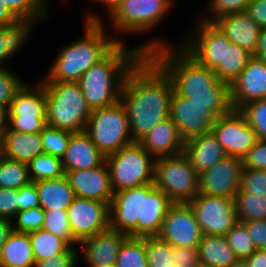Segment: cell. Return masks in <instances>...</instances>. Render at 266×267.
Masks as SVG:
<instances>
[{"instance_id":"1","label":"cell","mask_w":266,"mask_h":267,"mask_svg":"<svg viewBox=\"0 0 266 267\" xmlns=\"http://www.w3.org/2000/svg\"><path fill=\"white\" fill-rule=\"evenodd\" d=\"M166 42L155 37L136 47L165 72L177 94L206 107L216 118L229 113L233 109L230 84L200 65L181 46Z\"/></svg>"},{"instance_id":"2","label":"cell","mask_w":266,"mask_h":267,"mask_svg":"<svg viewBox=\"0 0 266 267\" xmlns=\"http://www.w3.org/2000/svg\"><path fill=\"white\" fill-rule=\"evenodd\" d=\"M173 86L165 72L144 55L127 74L120 96L133 142L169 118Z\"/></svg>"},{"instance_id":"3","label":"cell","mask_w":266,"mask_h":267,"mask_svg":"<svg viewBox=\"0 0 266 267\" xmlns=\"http://www.w3.org/2000/svg\"><path fill=\"white\" fill-rule=\"evenodd\" d=\"M84 35L60 49L46 78L41 82H78L94 64L104 58L122 39L106 35L102 17L92 12L85 16ZM109 37V38H108Z\"/></svg>"},{"instance_id":"4","label":"cell","mask_w":266,"mask_h":267,"mask_svg":"<svg viewBox=\"0 0 266 267\" xmlns=\"http://www.w3.org/2000/svg\"><path fill=\"white\" fill-rule=\"evenodd\" d=\"M196 26L180 46L200 65L213 70L220 80L231 85L253 54L231 43L214 23L200 21Z\"/></svg>"},{"instance_id":"5","label":"cell","mask_w":266,"mask_h":267,"mask_svg":"<svg viewBox=\"0 0 266 267\" xmlns=\"http://www.w3.org/2000/svg\"><path fill=\"white\" fill-rule=\"evenodd\" d=\"M124 45L119 42L80 77L78 83L91 111L113 106L120 101L127 74L145 55L137 47L128 49Z\"/></svg>"},{"instance_id":"6","label":"cell","mask_w":266,"mask_h":267,"mask_svg":"<svg viewBox=\"0 0 266 267\" xmlns=\"http://www.w3.org/2000/svg\"><path fill=\"white\" fill-rule=\"evenodd\" d=\"M45 86L47 126L72 133L85 132L91 115L78 82H42Z\"/></svg>"},{"instance_id":"7","label":"cell","mask_w":266,"mask_h":267,"mask_svg":"<svg viewBox=\"0 0 266 267\" xmlns=\"http://www.w3.org/2000/svg\"><path fill=\"white\" fill-rule=\"evenodd\" d=\"M113 192L154 183L155 159L134 142L106 156Z\"/></svg>"},{"instance_id":"8","label":"cell","mask_w":266,"mask_h":267,"mask_svg":"<svg viewBox=\"0 0 266 267\" xmlns=\"http://www.w3.org/2000/svg\"><path fill=\"white\" fill-rule=\"evenodd\" d=\"M199 173L182 152L155 159L154 185L173 203H187L199 193Z\"/></svg>"},{"instance_id":"9","label":"cell","mask_w":266,"mask_h":267,"mask_svg":"<svg viewBox=\"0 0 266 267\" xmlns=\"http://www.w3.org/2000/svg\"><path fill=\"white\" fill-rule=\"evenodd\" d=\"M85 132L105 156L134 143L127 113L120 101L113 106L93 110Z\"/></svg>"},{"instance_id":"10","label":"cell","mask_w":266,"mask_h":267,"mask_svg":"<svg viewBox=\"0 0 266 267\" xmlns=\"http://www.w3.org/2000/svg\"><path fill=\"white\" fill-rule=\"evenodd\" d=\"M35 86L27 82L15 93L7 109L8 119L5 131H19L33 134L42 132L47 126L45 86L39 80Z\"/></svg>"},{"instance_id":"11","label":"cell","mask_w":266,"mask_h":267,"mask_svg":"<svg viewBox=\"0 0 266 267\" xmlns=\"http://www.w3.org/2000/svg\"><path fill=\"white\" fill-rule=\"evenodd\" d=\"M172 0H123L109 14L115 32L141 34L158 26L169 12Z\"/></svg>"},{"instance_id":"12","label":"cell","mask_w":266,"mask_h":267,"mask_svg":"<svg viewBox=\"0 0 266 267\" xmlns=\"http://www.w3.org/2000/svg\"><path fill=\"white\" fill-rule=\"evenodd\" d=\"M154 183L115 192L109 205L110 228L131 237H143L144 196Z\"/></svg>"},{"instance_id":"13","label":"cell","mask_w":266,"mask_h":267,"mask_svg":"<svg viewBox=\"0 0 266 267\" xmlns=\"http://www.w3.org/2000/svg\"><path fill=\"white\" fill-rule=\"evenodd\" d=\"M187 203L193 210L203 235L224 236L238 222L232 198L198 193Z\"/></svg>"},{"instance_id":"14","label":"cell","mask_w":266,"mask_h":267,"mask_svg":"<svg viewBox=\"0 0 266 267\" xmlns=\"http://www.w3.org/2000/svg\"><path fill=\"white\" fill-rule=\"evenodd\" d=\"M211 133L227 156L241 159L259 140L244 114L237 109L216 118Z\"/></svg>"},{"instance_id":"15","label":"cell","mask_w":266,"mask_h":267,"mask_svg":"<svg viewBox=\"0 0 266 267\" xmlns=\"http://www.w3.org/2000/svg\"><path fill=\"white\" fill-rule=\"evenodd\" d=\"M157 237L172 247L198 248L203 238L194 212L188 203H172Z\"/></svg>"},{"instance_id":"16","label":"cell","mask_w":266,"mask_h":267,"mask_svg":"<svg viewBox=\"0 0 266 267\" xmlns=\"http://www.w3.org/2000/svg\"><path fill=\"white\" fill-rule=\"evenodd\" d=\"M67 213L72 234L79 243L110 228L108 203L75 197Z\"/></svg>"},{"instance_id":"17","label":"cell","mask_w":266,"mask_h":267,"mask_svg":"<svg viewBox=\"0 0 266 267\" xmlns=\"http://www.w3.org/2000/svg\"><path fill=\"white\" fill-rule=\"evenodd\" d=\"M169 118L177 126L181 138H189L211 133L216 117L206 107L173 90Z\"/></svg>"},{"instance_id":"18","label":"cell","mask_w":266,"mask_h":267,"mask_svg":"<svg viewBox=\"0 0 266 267\" xmlns=\"http://www.w3.org/2000/svg\"><path fill=\"white\" fill-rule=\"evenodd\" d=\"M242 171L241 158L226 156L211 169L200 174L199 193L234 199L240 190Z\"/></svg>"},{"instance_id":"19","label":"cell","mask_w":266,"mask_h":267,"mask_svg":"<svg viewBox=\"0 0 266 267\" xmlns=\"http://www.w3.org/2000/svg\"><path fill=\"white\" fill-rule=\"evenodd\" d=\"M233 109L240 110L255 100L266 99V62L252 57L230 85Z\"/></svg>"},{"instance_id":"20","label":"cell","mask_w":266,"mask_h":267,"mask_svg":"<svg viewBox=\"0 0 266 267\" xmlns=\"http://www.w3.org/2000/svg\"><path fill=\"white\" fill-rule=\"evenodd\" d=\"M65 175L76 197L110 205L114 192L106 162L93 169L67 171Z\"/></svg>"},{"instance_id":"21","label":"cell","mask_w":266,"mask_h":267,"mask_svg":"<svg viewBox=\"0 0 266 267\" xmlns=\"http://www.w3.org/2000/svg\"><path fill=\"white\" fill-rule=\"evenodd\" d=\"M128 235L111 228L82 240L81 254L87 267H99L116 264L123 241Z\"/></svg>"},{"instance_id":"22","label":"cell","mask_w":266,"mask_h":267,"mask_svg":"<svg viewBox=\"0 0 266 267\" xmlns=\"http://www.w3.org/2000/svg\"><path fill=\"white\" fill-rule=\"evenodd\" d=\"M64 173L74 170H88L103 165L106 156L91 141L86 132L73 133L64 156Z\"/></svg>"},{"instance_id":"23","label":"cell","mask_w":266,"mask_h":267,"mask_svg":"<svg viewBox=\"0 0 266 267\" xmlns=\"http://www.w3.org/2000/svg\"><path fill=\"white\" fill-rule=\"evenodd\" d=\"M154 159L181 154L185 141L174 122L167 118L138 142Z\"/></svg>"},{"instance_id":"24","label":"cell","mask_w":266,"mask_h":267,"mask_svg":"<svg viewBox=\"0 0 266 267\" xmlns=\"http://www.w3.org/2000/svg\"><path fill=\"white\" fill-rule=\"evenodd\" d=\"M228 40L254 55L261 27L246 13L228 14L214 22Z\"/></svg>"},{"instance_id":"25","label":"cell","mask_w":266,"mask_h":267,"mask_svg":"<svg viewBox=\"0 0 266 267\" xmlns=\"http://www.w3.org/2000/svg\"><path fill=\"white\" fill-rule=\"evenodd\" d=\"M183 153L199 175L211 169L227 156L212 133L198 135L186 140Z\"/></svg>"},{"instance_id":"26","label":"cell","mask_w":266,"mask_h":267,"mask_svg":"<svg viewBox=\"0 0 266 267\" xmlns=\"http://www.w3.org/2000/svg\"><path fill=\"white\" fill-rule=\"evenodd\" d=\"M0 154L28 164L32 159L44 154L41 132L28 134L19 131H4L0 138Z\"/></svg>"},{"instance_id":"27","label":"cell","mask_w":266,"mask_h":267,"mask_svg":"<svg viewBox=\"0 0 266 267\" xmlns=\"http://www.w3.org/2000/svg\"><path fill=\"white\" fill-rule=\"evenodd\" d=\"M39 197V204L46 210H67L74 200L75 193L70 187L66 175L34 182Z\"/></svg>"},{"instance_id":"28","label":"cell","mask_w":266,"mask_h":267,"mask_svg":"<svg viewBox=\"0 0 266 267\" xmlns=\"http://www.w3.org/2000/svg\"><path fill=\"white\" fill-rule=\"evenodd\" d=\"M199 264L204 267H228L236 261L225 236L203 235L198 247Z\"/></svg>"},{"instance_id":"29","label":"cell","mask_w":266,"mask_h":267,"mask_svg":"<svg viewBox=\"0 0 266 267\" xmlns=\"http://www.w3.org/2000/svg\"><path fill=\"white\" fill-rule=\"evenodd\" d=\"M0 263L10 267H33L35 260L29 234L12 231L2 248Z\"/></svg>"},{"instance_id":"30","label":"cell","mask_w":266,"mask_h":267,"mask_svg":"<svg viewBox=\"0 0 266 267\" xmlns=\"http://www.w3.org/2000/svg\"><path fill=\"white\" fill-rule=\"evenodd\" d=\"M173 202L159 188L154 187L144 196L143 237L157 236L168 208Z\"/></svg>"},{"instance_id":"31","label":"cell","mask_w":266,"mask_h":267,"mask_svg":"<svg viewBox=\"0 0 266 267\" xmlns=\"http://www.w3.org/2000/svg\"><path fill=\"white\" fill-rule=\"evenodd\" d=\"M28 234L31 240L35 262L64 254L71 247L64 239L44 229H39Z\"/></svg>"},{"instance_id":"32","label":"cell","mask_w":266,"mask_h":267,"mask_svg":"<svg viewBox=\"0 0 266 267\" xmlns=\"http://www.w3.org/2000/svg\"><path fill=\"white\" fill-rule=\"evenodd\" d=\"M31 30L25 22L16 27L0 26V68L5 67V61L20 50Z\"/></svg>"},{"instance_id":"33","label":"cell","mask_w":266,"mask_h":267,"mask_svg":"<svg viewBox=\"0 0 266 267\" xmlns=\"http://www.w3.org/2000/svg\"><path fill=\"white\" fill-rule=\"evenodd\" d=\"M30 182L28 164L0 154V188L18 190Z\"/></svg>"},{"instance_id":"34","label":"cell","mask_w":266,"mask_h":267,"mask_svg":"<svg viewBox=\"0 0 266 267\" xmlns=\"http://www.w3.org/2000/svg\"><path fill=\"white\" fill-rule=\"evenodd\" d=\"M234 203L238 221L266 220V196L237 193Z\"/></svg>"},{"instance_id":"35","label":"cell","mask_w":266,"mask_h":267,"mask_svg":"<svg viewBox=\"0 0 266 267\" xmlns=\"http://www.w3.org/2000/svg\"><path fill=\"white\" fill-rule=\"evenodd\" d=\"M3 2H6L7 7L31 28L35 21L39 22L49 15L47 0H3Z\"/></svg>"},{"instance_id":"36","label":"cell","mask_w":266,"mask_h":267,"mask_svg":"<svg viewBox=\"0 0 266 267\" xmlns=\"http://www.w3.org/2000/svg\"><path fill=\"white\" fill-rule=\"evenodd\" d=\"M116 267H148L143 237L128 236L122 243Z\"/></svg>"},{"instance_id":"37","label":"cell","mask_w":266,"mask_h":267,"mask_svg":"<svg viewBox=\"0 0 266 267\" xmlns=\"http://www.w3.org/2000/svg\"><path fill=\"white\" fill-rule=\"evenodd\" d=\"M31 182L60 178L65 175L62 160L58 157L42 154L28 163Z\"/></svg>"},{"instance_id":"38","label":"cell","mask_w":266,"mask_h":267,"mask_svg":"<svg viewBox=\"0 0 266 267\" xmlns=\"http://www.w3.org/2000/svg\"><path fill=\"white\" fill-rule=\"evenodd\" d=\"M148 267H172V246L157 236H144Z\"/></svg>"},{"instance_id":"39","label":"cell","mask_w":266,"mask_h":267,"mask_svg":"<svg viewBox=\"0 0 266 267\" xmlns=\"http://www.w3.org/2000/svg\"><path fill=\"white\" fill-rule=\"evenodd\" d=\"M42 229L64 239L71 247L79 246L72 234L67 210H46Z\"/></svg>"},{"instance_id":"40","label":"cell","mask_w":266,"mask_h":267,"mask_svg":"<svg viewBox=\"0 0 266 267\" xmlns=\"http://www.w3.org/2000/svg\"><path fill=\"white\" fill-rule=\"evenodd\" d=\"M224 236L238 259H246L256 250L243 222L238 221Z\"/></svg>"},{"instance_id":"41","label":"cell","mask_w":266,"mask_h":267,"mask_svg":"<svg viewBox=\"0 0 266 267\" xmlns=\"http://www.w3.org/2000/svg\"><path fill=\"white\" fill-rule=\"evenodd\" d=\"M67 130L46 126L41 132V142L44 154H49L62 159L68 148L71 135Z\"/></svg>"},{"instance_id":"42","label":"cell","mask_w":266,"mask_h":267,"mask_svg":"<svg viewBox=\"0 0 266 267\" xmlns=\"http://www.w3.org/2000/svg\"><path fill=\"white\" fill-rule=\"evenodd\" d=\"M240 111L256 132L258 139L266 140V99L249 102Z\"/></svg>"},{"instance_id":"43","label":"cell","mask_w":266,"mask_h":267,"mask_svg":"<svg viewBox=\"0 0 266 267\" xmlns=\"http://www.w3.org/2000/svg\"><path fill=\"white\" fill-rule=\"evenodd\" d=\"M252 0H210L207 5L211 17H206L201 21L205 23H214L222 16L228 14L244 13Z\"/></svg>"},{"instance_id":"44","label":"cell","mask_w":266,"mask_h":267,"mask_svg":"<svg viewBox=\"0 0 266 267\" xmlns=\"http://www.w3.org/2000/svg\"><path fill=\"white\" fill-rule=\"evenodd\" d=\"M25 81L7 65L0 68V106L8 109L15 93L24 85Z\"/></svg>"},{"instance_id":"45","label":"cell","mask_w":266,"mask_h":267,"mask_svg":"<svg viewBox=\"0 0 266 267\" xmlns=\"http://www.w3.org/2000/svg\"><path fill=\"white\" fill-rule=\"evenodd\" d=\"M45 219V210L40 206L37 208L19 211L12 222L13 231L31 233L42 229Z\"/></svg>"},{"instance_id":"46","label":"cell","mask_w":266,"mask_h":267,"mask_svg":"<svg viewBox=\"0 0 266 267\" xmlns=\"http://www.w3.org/2000/svg\"><path fill=\"white\" fill-rule=\"evenodd\" d=\"M238 193L266 196V170L243 169Z\"/></svg>"},{"instance_id":"47","label":"cell","mask_w":266,"mask_h":267,"mask_svg":"<svg viewBox=\"0 0 266 267\" xmlns=\"http://www.w3.org/2000/svg\"><path fill=\"white\" fill-rule=\"evenodd\" d=\"M18 203L19 189L0 188V218L13 220L19 212Z\"/></svg>"},{"instance_id":"48","label":"cell","mask_w":266,"mask_h":267,"mask_svg":"<svg viewBox=\"0 0 266 267\" xmlns=\"http://www.w3.org/2000/svg\"><path fill=\"white\" fill-rule=\"evenodd\" d=\"M70 247L64 254L36 261L33 267H76L79 263V248ZM78 249V250H77Z\"/></svg>"},{"instance_id":"49","label":"cell","mask_w":266,"mask_h":267,"mask_svg":"<svg viewBox=\"0 0 266 267\" xmlns=\"http://www.w3.org/2000/svg\"><path fill=\"white\" fill-rule=\"evenodd\" d=\"M243 169L266 170V140L258 142L242 158Z\"/></svg>"},{"instance_id":"50","label":"cell","mask_w":266,"mask_h":267,"mask_svg":"<svg viewBox=\"0 0 266 267\" xmlns=\"http://www.w3.org/2000/svg\"><path fill=\"white\" fill-rule=\"evenodd\" d=\"M172 256L180 267H200L198 248L172 247Z\"/></svg>"},{"instance_id":"51","label":"cell","mask_w":266,"mask_h":267,"mask_svg":"<svg viewBox=\"0 0 266 267\" xmlns=\"http://www.w3.org/2000/svg\"><path fill=\"white\" fill-rule=\"evenodd\" d=\"M19 211L37 208L40 206L38 192L34 182L19 189Z\"/></svg>"},{"instance_id":"52","label":"cell","mask_w":266,"mask_h":267,"mask_svg":"<svg viewBox=\"0 0 266 267\" xmlns=\"http://www.w3.org/2000/svg\"><path fill=\"white\" fill-rule=\"evenodd\" d=\"M243 223L253 239L256 249L266 250V220H252Z\"/></svg>"},{"instance_id":"53","label":"cell","mask_w":266,"mask_h":267,"mask_svg":"<svg viewBox=\"0 0 266 267\" xmlns=\"http://www.w3.org/2000/svg\"><path fill=\"white\" fill-rule=\"evenodd\" d=\"M246 13L261 27L266 28V0H252Z\"/></svg>"},{"instance_id":"54","label":"cell","mask_w":266,"mask_h":267,"mask_svg":"<svg viewBox=\"0 0 266 267\" xmlns=\"http://www.w3.org/2000/svg\"><path fill=\"white\" fill-rule=\"evenodd\" d=\"M22 21L11 11L6 2L0 0V26H19Z\"/></svg>"},{"instance_id":"55","label":"cell","mask_w":266,"mask_h":267,"mask_svg":"<svg viewBox=\"0 0 266 267\" xmlns=\"http://www.w3.org/2000/svg\"><path fill=\"white\" fill-rule=\"evenodd\" d=\"M247 267H266V250L256 249L248 258L244 259Z\"/></svg>"},{"instance_id":"56","label":"cell","mask_w":266,"mask_h":267,"mask_svg":"<svg viewBox=\"0 0 266 267\" xmlns=\"http://www.w3.org/2000/svg\"><path fill=\"white\" fill-rule=\"evenodd\" d=\"M12 220L0 218V255L2 252V248L5 244V242L8 239V236L13 231Z\"/></svg>"},{"instance_id":"57","label":"cell","mask_w":266,"mask_h":267,"mask_svg":"<svg viewBox=\"0 0 266 267\" xmlns=\"http://www.w3.org/2000/svg\"><path fill=\"white\" fill-rule=\"evenodd\" d=\"M253 56L266 62V28H261L258 44Z\"/></svg>"},{"instance_id":"58","label":"cell","mask_w":266,"mask_h":267,"mask_svg":"<svg viewBox=\"0 0 266 267\" xmlns=\"http://www.w3.org/2000/svg\"><path fill=\"white\" fill-rule=\"evenodd\" d=\"M8 111L6 107L0 106V138L7 128Z\"/></svg>"},{"instance_id":"59","label":"cell","mask_w":266,"mask_h":267,"mask_svg":"<svg viewBox=\"0 0 266 267\" xmlns=\"http://www.w3.org/2000/svg\"><path fill=\"white\" fill-rule=\"evenodd\" d=\"M100 2L105 4L106 9L109 14L119 3H121L123 0H95V2Z\"/></svg>"},{"instance_id":"60","label":"cell","mask_w":266,"mask_h":267,"mask_svg":"<svg viewBox=\"0 0 266 267\" xmlns=\"http://www.w3.org/2000/svg\"><path fill=\"white\" fill-rule=\"evenodd\" d=\"M228 267H247L244 259H237L233 263H231Z\"/></svg>"},{"instance_id":"61","label":"cell","mask_w":266,"mask_h":267,"mask_svg":"<svg viewBox=\"0 0 266 267\" xmlns=\"http://www.w3.org/2000/svg\"><path fill=\"white\" fill-rule=\"evenodd\" d=\"M99 267H116L115 264L107 265V266H99Z\"/></svg>"},{"instance_id":"62","label":"cell","mask_w":266,"mask_h":267,"mask_svg":"<svg viewBox=\"0 0 266 267\" xmlns=\"http://www.w3.org/2000/svg\"><path fill=\"white\" fill-rule=\"evenodd\" d=\"M0 267H10L0 263Z\"/></svg>"},{"instance_id":"63","label":"cell","mask_w":266,"mask_h":267,"mask_svg":"<svg viewBox=\"0 0 266 267\" xmlns=\"http://www.w3.org/2000/svg\"><path fill=\"white\" fill-rule=\"evenodd\" d=\"M172 267H180L178 264H173Z\"/></svg>"}]
</instances>
